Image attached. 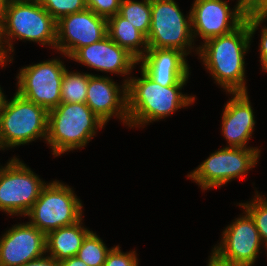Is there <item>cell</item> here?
Listing matches in <instances>:
<instances>
[{
	"label": "cell",
	"instance_id": "obj_1",
	"mask_svg": "<svg viewBox=\"0 0 267 266\" xmlns=\"http://www.w3.org/2000/svg\"><path fill=\"white\" fill-rule=\"evenodd\" d=\"M267 13H248L245 21L225 35L206 40L196 48L212 78L226 93L248 92L245 82V53Z\"/></svg>",
	"mask_w": 267,
	"mask_h": 266
},
{
	"label": "cell",
	"instance_id": "obj_2",
	"mask_svg": "<svg viewBox=\"0 0 267 266\" xmlns=\"http://www.w3.org/2000/svg\"><path fill=\"white\" fill-rule=\"evenodd\" d=\"M141 77L124 79L127 84L128 126L138 127L168 117L182 107L190 106L195 96L181 93L186 82L162 86L154 82L142 69ZM130 78V79H129Z\"/></svg>",
	"mask_w": 267,
	"mask_h": 266
},
{
	"label": "cell",
	"instance_id": "obj_3",
	"mask_svg": "<svg viewBox=\"0 0 267 266\" xmlns=\"http://www.w3.org/2000/svg\"><path fill=\"white\" fill-rule=\"evenodd\" d=\"M104 125L86 103H60L48 112L46 142L56 157L83 148Z\"/></svg>",
	"mask_w": 267,
	"mask_h": 266
},
{
	"label": "cell",
	"instance_id": "obj_4",
	"mask_svg": "<svg viewBox=\"0 0 267 266\" xmlns=\"http://www.w3.org/2000/svg\"><path fill=\"white\" fill-rule=\"evenodd\" d=\"M3 24L4 57L10 63L13 56L9 58L8 54L14 52L11 39L38 42L55 48L57 21L35 0H10L3 9Z\"/></svg>",
	"mask_w": 267,
	"mask_h": 266
},
{
	"label": "cell",
	"instance_id": "obj_5",
	"mask_svg": "<svg viewBox=\"0 0 267 266\" xmlns=\"http://www.w3.org/2000/svg\"><path fill=\"white\" fill-rule=\"evenodd\" d=\"M11 100L3 95L0 102V148L17 147L47 139L48 111L21 97L17 92Z\"/></svg>",
	"mask_w": 267,
	"mask_h": 266
},
{
	"label": "cell",
	"instance_id": "obj_6",
	"mask_svg": "<svg viewBox=\"0 0 267 266\" xmlns=\"http://www.w3.org/2000/svg\"><path fill=\"white\" fill-rule=\"evenodd\" d=\"M81 203L70 186L56 180L42 188L38 199L25 216L30 218V224L47 235L60 227L80 221L83 218Z\"/></svg>",
	"mask_w": 267,
	"mask_h": 266
},
{
	"label": "cell",
	"instance_id": "obj_7",
	"mask_svg": "<svg viewBox=\"0 0 267 266\" xmlns=\"http://www.w3.org/2000/svg\"><path fill=\"white\" fill-rule=\"evenodd\" d=\"M146 38L148 48L177 49L187 56L194 47L191 12L185 18L174 0H151V27Z\"/></svg>",
	"mask_w": 267,
	"mask_h": 266
},
{
	"label": "cell",
	"instance_id": "obj_8",
	"mask_svg": "<svg viewBox=\"0 0 267 266\" xmlns=\"http://www.w3.org/2000/svg\"><path fill=\"white\" fill-rule=\"evenodd\" d=\"M260 149L224 147L211 153L198 168L187 177L198 183L200 188L208 190L224 186L235 178L245 176L257 163Z\"/></svg>",
	"mask_w": 267,
	"mask_h": 266
},
{
	"label": "cell",
	"instance_id": "obj_9",
	"mask_svg": "<svg viewBox=\"0 0 267 266\" xmlns=\"http://www.w3.org/2000/svg\"><path fill=\"white\" fill-rule=\"evenodd\" d=\"M45 185L19 158H11L0 169V211L25 216Z\"/></svg>",
	"mask_w": 267,
	"mask_h": 266
},
{
	"label": "cell",
	"instance_id": "obj_10",
	"mask_svg": "<svg viewBox=\"0 0 267 266\" xmlns=\"http://www.w3.org/2000/svg\"><path fill=\"white\" fill-rule=\"evenodd\" d=\"M63 64L57 58L21 68L17 75L16 92L51 111L61 103V82L66 70Z\"/></svg>",
	"mask_w": 267,
	"mask_h": 266
},
{
	"label": "cell",
	"instance_id": "obj_11",
	"mask_svg": "<svg viewBox=\"0 0 267 266\" xmlns=\"http://www.w3.org/2000/svg\"><path fill=\"white\" fill-rule=\"evenodd\" d=\"M236 218L222 232V240L214 246L211 257L228 266H252L263 244L251 216Z\"/></svg>",
	"mask_w": 267,
	"mask_h": 266
},
{
	"label": "cell",
	"instance_id": "obj_12",
	"mask_svg": "<svg viewBox=\"0 0 267 266\" xmlns=\"http://www.w3.org/2000/svg\"><path fill=\"white\" fill-rule=\"evenodd\" d=\"M233 8L226 0H195L190 9L193 37L199 35L205 42L238 28L248 13L239 3Z\"/></svg>",
	"mask_w": 267,
	"mask_h": 266
},
{
	"label": "cell",
	"instance_id": "obj_13",
	"mask_svg": "<svg viewBox=\"0 0 267 266\" xmlns=\"http://www.w3.org/2000/svg\"><path fill=\"white\" fill-rule=\"evenodd\" d=\"M55 48L70 58L78 49L96 43L107 34V19L86 8L57 21Z\"/></svg>",
	"mask_w": 267,
	"mask_h": 266
},
{
	"label": "cell",
	"instance_id": "obj_14",
	"mask_svg": "<svg viewBox=\"0 0 267 266\" xmlns=\"http://www.w3.org/2000/svg\"><path fill=\"white\" fill-rule=\"evenodd\" d=\"M46 253V235L29 222L16 224L0 238V266H22Z\"/></svg>",
	"mask_w": 267,
	"mask_h": 266
},
{
	"label": "cell",
	"instance_id": "obj_15",
	"mask_svg": "<svg viewBox=\"0 0 267 266\" xmlns=\"http://www.w3.org/2000/svg\"><path fill=\"white\" fill-rule=\"evenodd\" d=\"M85 103L105 124L114 116L121 119L123 124L128 125L126 83L117 86L107 76H96L89 73V84Z\"/></svg>",
	"mask_w": 267,
	"mask_h": 266
},
{
	"label": "cell",
	"instance_id": "obj_16",
	"mask_svg": "<svg viewBox=\"0 0 267 266\" xmlns=\"http://www.w3.org/2000/svg\"><path fill=\"white\" fill-rule=\"evenodd\" d=\"M70 59L97 71L123 76L131 74L134 65L138 64V60L132 54L108 35L96 43L78 49Z\"/></svg>",
	"mask_w": 267,
	"mask_h": 266
},
{
	"label": "cell",
	"instance_id": "obj_17",
	"mask_svg": "<svg viewBox=\"0 0 267 266\" xmlns=\"http://www.w3.org/2000/svg\"><path fill=\"white\" fill-rule=\"evenodd\" d=\"M224 106L222 115V134L228 147H246L256 124L248 92H236Z\"/></svg>",
	"mask_w": 267,
	"mask_h": 266
},
{
	"label": "cell",
	"instance_id": "obj_18",
	"mask_svg": "<svg viewBox=\"0 0 267 266\" xmlns=\"http://www.w3.org/2000/svg\"><path fill=\"white\" fill-rule=\"evenodd\" d=\"M186 55L177 49L148 48L138 60L141 69L156 83L166 87L189 78Z\"/></svg>",
	"mask_w": 267,
	"mask_h": 266
},
{
	"label": "cell",
	"instance_id": "obj_19",
	"mask_svg": "<svg viewBox=\"0 0 267 266\" xmlns=\"http://www.w3.org/2000/svg\"><path fill=\"white\" fill-rule=\"evenodd\" d=\"M89 232L90 230L82 226V219L53 230L46 235V252L58 262L76 256Z\"/></svg>",
	"mask_w": 267,
	"mask_h": 266
},
{
	"label": "cell",
	"instance_id": "obj_20",
	"mask_svg": "<svg viewBox=\"0 0 267 266\" xmlns=\"http://www.w3.org/2000/svg\"><path fill=\"white\" fill-rule=\"evenodd\" d=\"M107 34L137 60L148 50L146 36L118 13L107 19Z\"/></svg>",
	"mask_w": 267,
	"mask_h": 266
},
{
	"label": "cell",
	"instance_id": "obj_21",
	"mask_svg": "<svg viewBox=\"0 0 267 266\" xmlns=\"http://www.w3.org/2000/svg\"><path fill=\"white\" fill-rule=\"evenodd\" d=\"M118 14L148 36L151 27V0H122Z\"/></svg>",
	"mask_w": 267,
	"mask_h": 266
},
{
	"label": "cell",
	"instance_id": "obj_22",
	"mask_svg": "<svg viewBox=\"0 0 267 266\" xmlns=\"http://www.w3.org/2000/svg\"><path fill=\"white\" fill-rule=\"evenodd\" d=\"M89 73L68 72L66 69L61 82V103H85Z\"/></svg>",
	"mask_w": 267,
	"mask_h": 266
},
{
	"label": "cell",
	"instance_id": "obj_23",
	"mask_svg": "<svg viewBox=\"0 0 267 266\" xmlns=\"http://www.w3.org/2000/svg\"><path fill=\"white\" fill-rule=\"evenodd\" d=\"M110 250L111 248H107L96 232L90 231L84 238L76 256L88 266H103Z\"/></svg>",
	"mask_w": 267,
	"mask_h": 266
},
{
	"label": "cell",
	"instance_id": "obj_24",
	"mask_svg": "<svg viewBox=\"0 0 267 266\" xmlns=\"http://www.w3.org/2000/svg\"><path fill=\"white\" fill-rule=\"evenodd\" d=\"M256 196L248 203L239 205L251 216L259 232L262 243L267 250V199L260 196L256 191Z\"/></svg>",
	"mask_w": 267,
	"mask_h": 266
},
{
	"label": "cell",
	"instance_id": "obj_25",
	"mask_svg": "<svg viewBox=\"0 0 267 266\" xmlns=\"http://www.w3.org/2000/svg\"><path fill=\"white\" fill-rule=\"evenodd\" d=\"M56 21L62 17L83 11L87 8L86 0H35Z\"/></svg>",
	"mask_w": 267,
	"mask_h": 266
},
{
	"label": "cell",
	"instance_id": "obj_26",
	"mask_svg": "<svg viewBox=\"0 0 267 266\" xmlns=\"http://www.w3.org/2000/svg\"><path fill=\"white\" fill-rule=\"evenodd\" d=\"M119 245L112 247L108 252L103 266H138L137 254L135 251L121 252Z\"/></svg>",
	"mask_w": 267,
	"mask_h": 266
},
{
	"label": "cell",
	"instance_id": "obj_27",
	"mask_svg": "<svg viewBox=\"0 0 267 266\" xmlns=\"http://www.w3.org/2000/svg\"><path fill=\"white\" fill-rule=\"evenodd\" d=\"M122 0H86V6L95 14L106 19L116 15Z\"/></svg>",
	"mask_w": 267,
	"mask_h": 266
},
{
	"label": "cell",
	"instance_id": "obj_28",
	"mask_svg": "<svg viewBox=\"0 0 267 266\" xmlns=\"http://www.w3.org/2000/svg\"><path fill=\"white\" fill-rule=\"evenodd\" d=\"M247 13H267V0H244Z\"/></svg>",
	"mask_w": 267,
	"mask_h": 266
},
{
	"label": "cell",
	"instance_id": "obj_29",
	"mask_svg": "<svg viewBox=\"0 0 267 266\" xmlns=\"http://www.w3.org/2000/svg\"><path fill=\"white\" fill-rule=\"evenodd\" d=\"M261 40H260V63L262 69L267 72V28L266 26L261 30Z\"/></svg>",
	"mask_w": 267,
	"mask_h": 266
},
{
	"label": "cell",
	"instance_id": "obj_30",
	"mask_svg": "<svg viewBox=\"0 0 267 266\" xmlns=\"http://www.w3.org/2000/svg\"><path fill=\"white\" fill-rule=\"evenodd\" d=\"M22 266H60L59 262L54 258L48 256H42L38 259L32 260L30 262L25 263Z\"/></svg>",
	"mask_w": 267,
	"mask_h": 266
},
{
	"label": "cell",
	"instance_id": "obj_31",
	"mask_svg": "<svg viewBox=\"0 0 267 266\" xmlns=\"http://www.w3.org/2000/svg\"><path fill=\"white\" fill-rule=\"evenodd\" d=\"M4 24H3V10L0 9V65L4 67L9 59L4 57Z\"/></svg>",
	"mask_w": 267,
	"mask_h": 266
},
{
	"label": "cell",
	"instance_id": "obj_32",
	"mask_svg": "<svg viewBox=\"0 0 267 266\" xmlns=\"http://www.w3.org/2000/svg\"><path fill=\"white\" fill-rule=\"evenodd\" d=\"M60 266H88L85 262L79 259L77 256H73L59 262Z\"/></svg>",
	"mask_w": 267,
	"mask_h": 266
},
{
	"label": "cell",
	"instance_id": "obj_33",
	"mask_svg": "<svg viewBox=\"0 0 267 266\" xmlns=\"http://www.w3.org/2000/svg\"><path fill=\"white\" fill-rule=\"evenodd\" d=\"M210 259H208V265L207 266H228V265H224L219 263L218 261H216L213 257H209Z\"/></svg>",
	"mask_w": 267,
	"mask_h": 266
},
{
	"label": "cell",
	"instance_id": "obj_34",
	"mask_svg": "<svg viewBox=\"0 0 267 266\" xmlns=\"http://www.w3.org/2000/svg\"><path fill=\"white\" fill-rule=\"evenodd\" d=\"M10 0H0V9L3 10L8 4Z\"/></svg>",
	"mask_w": 267,
	"mask_h": 266
},
{
	"label": "cell",
	"instance_id": "obj_35",
	"mask_svg": "<svg viewBox=\"0 0 267 266\" xmlns=\"http://www.w3.org/2000/svg\"><path fill=\"white\" fill-rule=\"evenodd\" d=\"M237 3H239L244 8V0H237Z\"/></svg>",
	"mask_w": 267,
	"mask_h": 266
},
{
	"label": "cell",
	"instance_id": "obj_36",
	"mask_svg": "<svg viewBox=\"0 0 267 266\" xmlns=\"http://www.w3.org/2000/svg\"><path fill=\"white\" fill-rule=\"evenodd\" d=\"M1 89H2V88L0 87V102H1V99H2V97H3V95H4V93L2 92Z\"/></svg>",
	"mask_w": 267,
	"mask_h": 266
}]
</instances>
